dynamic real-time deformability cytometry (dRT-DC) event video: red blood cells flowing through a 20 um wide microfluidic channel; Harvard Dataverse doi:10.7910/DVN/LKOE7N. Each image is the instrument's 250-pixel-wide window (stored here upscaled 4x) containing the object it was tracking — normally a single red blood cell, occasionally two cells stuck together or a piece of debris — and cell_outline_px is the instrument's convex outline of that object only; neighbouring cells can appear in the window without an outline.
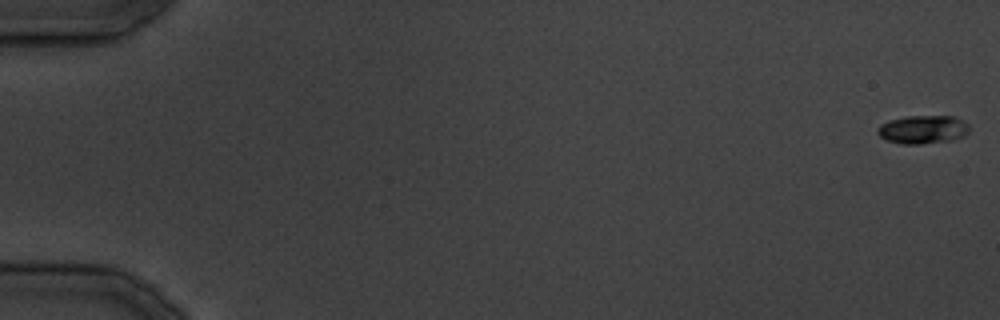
{"species": "common noctule bat (a hibernating species)", "species_latin": "Nyctalus noctula", "temperature_condition": "cold", "stored_images_in_passage": 17, "camera_frame_rate_fps": 3000, "um_per_image_px": 0.085, "animal": {"sex": "male", "body_mass_g": 19.5, "forearm_length_mm": 54.6}, "frame": {"image": 1, "passage_image": 1, "time_ms": 0.0, "image_size_px": [1000, 320], "cell_outline_px": [[968, 132], [964, 136], [948, 140], [920, 144], [900, 144], [888, 140], [880, 136], [876, 132], [876, 128], [880, 124], [888, 120], [908, 116], [956, 116], [968, 124]], "centroid_in_image_um": [78.41, 10.99], "position_along_channel_um": 6.6, "area_um2": 15.14}}